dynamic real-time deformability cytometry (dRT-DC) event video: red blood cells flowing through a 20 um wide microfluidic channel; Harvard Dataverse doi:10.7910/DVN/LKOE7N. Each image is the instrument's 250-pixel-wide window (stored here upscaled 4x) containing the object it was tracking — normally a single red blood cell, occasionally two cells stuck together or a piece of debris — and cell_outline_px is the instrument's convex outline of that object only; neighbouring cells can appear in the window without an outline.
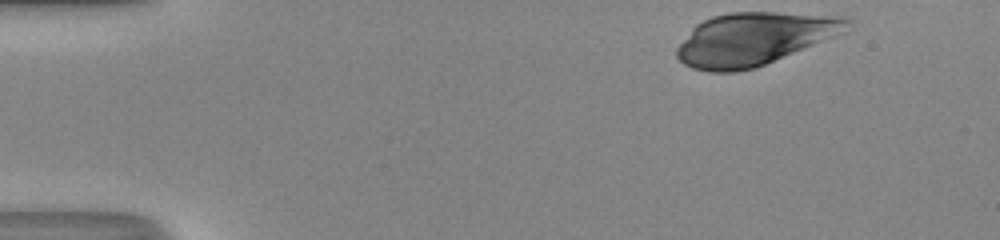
{"species": "human", "species_latin": "Homo sapiens", "temperature_condition": "room temperature", "stored_images_in_passage": 37, "camera_frame_rate_fps": 3000, "um_per_image_px": 0.085, "donor": {"sex": "male"}, "frame": {"image": 1, "passage_image": 1, "time_ms": 0.0, "image_size_px": [1000, 240], "cell_outline_px": [[848, 20], [832, 36], [756, 68], [736, 72], [708, 72], [692, 68], [684, 64], [676, 56], [676, 48], [692, 28], [696, 24], [712, 16], [732, 12], [772, 12]], "centroid_in_image_um": [63.82, 3.36], "position_along_channel_um": 21.2, "area_um2": 50.11}}